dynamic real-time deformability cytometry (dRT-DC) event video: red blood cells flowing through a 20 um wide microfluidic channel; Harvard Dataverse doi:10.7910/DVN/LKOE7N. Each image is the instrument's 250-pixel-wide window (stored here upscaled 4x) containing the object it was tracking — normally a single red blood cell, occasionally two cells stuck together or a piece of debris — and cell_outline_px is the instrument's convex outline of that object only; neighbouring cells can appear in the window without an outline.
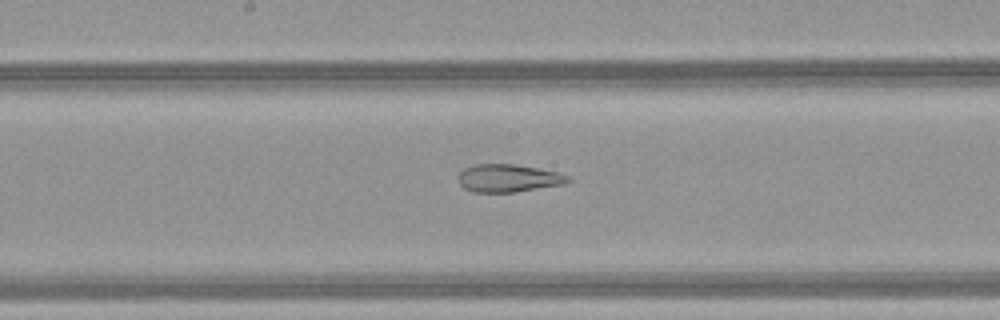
{"species": "common noctule bat (a hibernating species)", "species_latin": "Nyctalus noctula", "temperature_condition": "warm", "stored_images_in_passage": 51, "camera_frame_rate_fps": 3000, "um_per_image_px": 0.085, "animal": {"sex": "female", "body_mass_g": 21.9}, "frame": {"image": 1, "passage_image": 28, "time_ms": 9.0, "image_size_px": [1000, 320], "cell_outline_px": [[572, 180], [564, 184], [516, 192], [472, 192], [464, 188], [456, 180], [460, 172], [464, 168], [476, 164], [516, 164], [556, 172], [568, 176]], "centroid_in_image_um": [43.17, 15.15], "position_along_channel_um": 205.0, "area_um2": 17.8}}
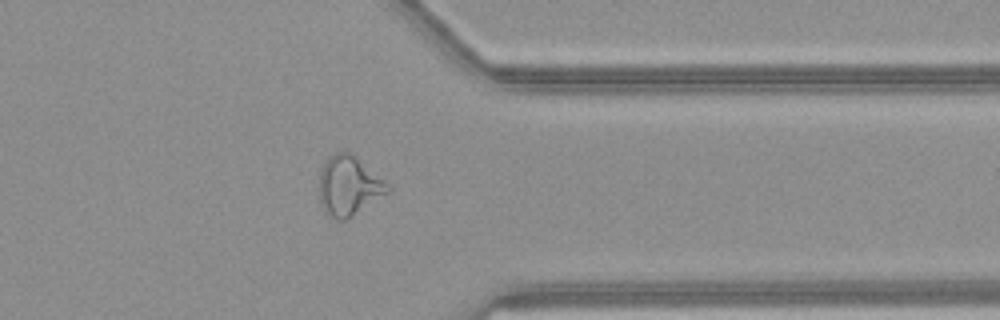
{"frame": {"image": 2, "passage_image": 41, "time_ms": 13.333, "image_size_px": [1000, 320], "cell_outline_px": [[392, 188], [388, 192], [344, 220], [336, 220], [328, 216], [324, 212], [320, 200], [320, 168], [324, 160], [328, 156], [344, 148], [352, 152], [392, 184]], "centroid_in_image_um": [29.66, 15.71], "position_along_channel_um": 381.7, "area_um2": 24.33}}
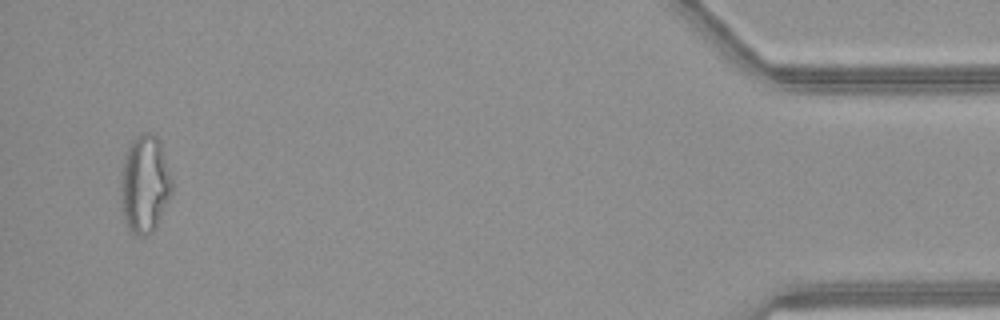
{"frame": {"image": 3, "passage_image": 49, "time_ms": 16.0, "image_size_px": [1000, 320], "cell_outline_px": [[172, 192], [152, 232], [144, 236], [136, 236], [128, 228], [124, 220], [120, 208], [120, 176], [124, 160], [128, 148], [132, 140], [140, 132], [152, 132], [160, 140], [172, 176]], "centroid_in_image_um": [12.28, 15.62], "position_along_channel_um": 422.9, "area_um2": 29.54}, "authors_computed_cell_mechanics": {"area_um2": 25.721, "velocity_mm_per_s": 4.1956, "shape_relaxation_time_tau1_ms": null, "shape_relaxation_time_tau2_ms": 2.2232, "deformation_change_tau1": null, "deformation_change_tau2": 0.1199}}